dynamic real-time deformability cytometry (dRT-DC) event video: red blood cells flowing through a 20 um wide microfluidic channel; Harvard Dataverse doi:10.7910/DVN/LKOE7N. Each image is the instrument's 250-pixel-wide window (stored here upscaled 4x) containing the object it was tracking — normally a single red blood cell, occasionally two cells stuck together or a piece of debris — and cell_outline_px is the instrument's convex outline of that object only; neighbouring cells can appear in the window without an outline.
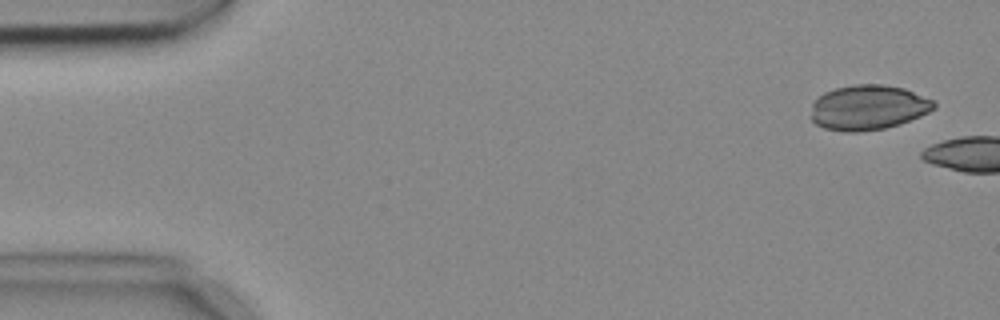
{"species": "common noctule bat (a hibernating species)", "species_latin": "Nyctalus noctula", "temperature_condition": "cold", "stored_images_in_passage": 2, "camera_frame_rate_fps": 3000, "um_per_image_px": 0.085, "animal": {"sex": "female", "body_mass_g": 18.4}, "frame": {"image": 1, "passage_image": 1, "time_ms": 0.0, "image_size_px": [1000, 320], "cell_outline_px": [[936, 108], [920, 116], [900, 124], [884, 128], [860, 132], [844, 132], [824, 128], [816, 124], [812, 120], [812, 104], [824, 92], [836, 88], [856, 84], [884, 84], [904, 88], [932, 100], [936, 104]], "centroid_in_image_um": [73.8, 9.14], "position_along_channel_um": 11.2, "area_um2": 32.14}}